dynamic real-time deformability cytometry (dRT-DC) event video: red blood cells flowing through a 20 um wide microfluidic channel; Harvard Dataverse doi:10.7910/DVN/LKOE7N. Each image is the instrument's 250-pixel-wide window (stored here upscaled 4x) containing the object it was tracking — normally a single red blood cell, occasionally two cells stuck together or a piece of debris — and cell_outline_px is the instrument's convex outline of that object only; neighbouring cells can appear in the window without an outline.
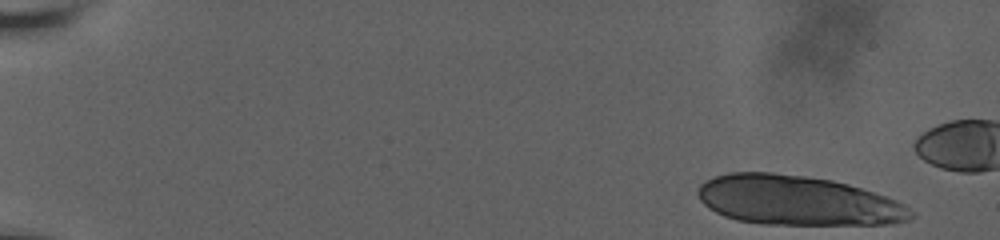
{"species": "human", "species_latin": "Homo sapiens", "temperature_condition": "room temperature", "stored_images_in_passage": 18, "camera_frame_rate_fps": 3000, "um_per_image_px": 0.085, "donor": {"sex": "male"}, "frame": {"image": 1, "passage_image": 1, "time_ms": 0.0, "image_size_px": [1000, 240], "cell_outline_px": [[916, 216], [908, 220], [892, 224], [764, 224], [736, 220], [724, 216], [708, 208], [700, 200], [696, 192], [700, 184], [704, 180], [728, 172], [772, 172], [804, 176], [832, 180], [848, 184], [896, 200], [904, 204]], "centroid_in_image_um": [67.74, 17.04], "position_along_channel_um": 17.3, "area_um2": 61.56}}